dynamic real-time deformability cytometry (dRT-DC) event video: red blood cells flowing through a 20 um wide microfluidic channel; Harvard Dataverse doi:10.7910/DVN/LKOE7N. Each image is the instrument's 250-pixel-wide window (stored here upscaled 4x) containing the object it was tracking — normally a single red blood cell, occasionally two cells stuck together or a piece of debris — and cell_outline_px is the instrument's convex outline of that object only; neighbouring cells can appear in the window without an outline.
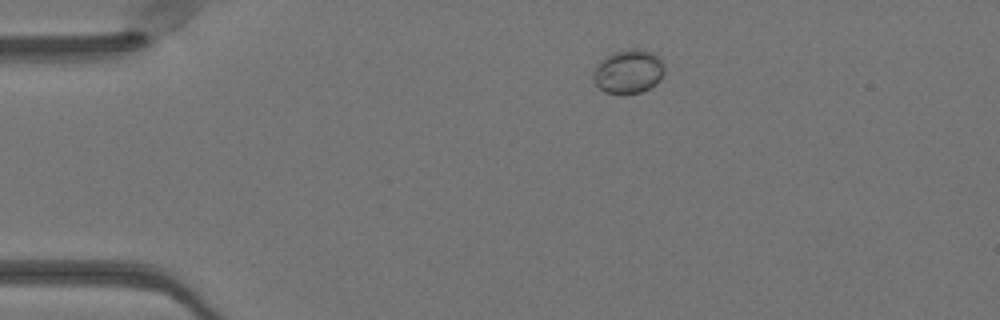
{"species": "Egyptian fruit bat (a non-hibernating species)", "species_latin": "Rousettus aegyptiacus", "temperature_condition": "warm", "stored_images_in_passage": 43, "camera_frame_rate_fps": 3000, "um_per_image_px": 0.085, "animal": {"sex": "female"}, "frame": {"image": 1, "passage_image": 3, "time_ms": 0.667, "image_size_px": [1000, 320], "cell_outline_px": [[664, 72], [660, 80], [656, 84], [640, 92], [604, 92], [592, 80], [592, 72], [600, 60], [604, 56], [612, 52], [628, 48], [636, 48], [652, 52], [664, 64]], "centroid_in_image_um": [53.39, 6.04], "position_along_channel_um": 31.6, "area_um2": 18.15}}
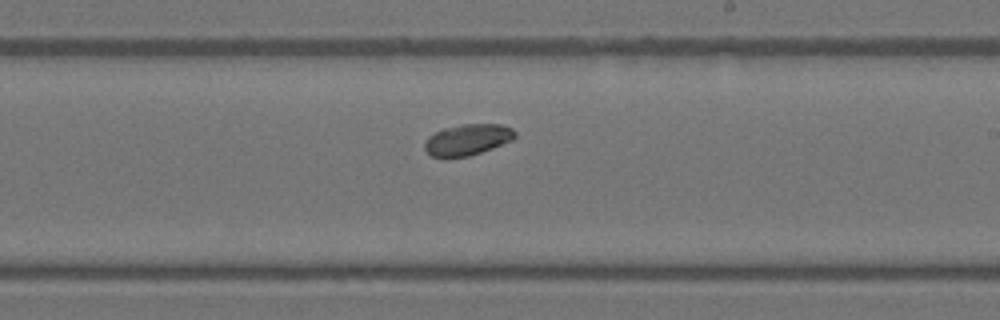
{"frame": {"image": 2, "passage_image": 23, "time_ms": 7.333, "image_size_px": [1000, 320], "cell_outline_px": [[516, 136], [512, 140], [492, 148], [468, 156], [432, 156], [424, 148], [424, 144], [428, 136], [444, 128], [460, 124], [504, 124], [512, 128], [516, 132]], "centroid_in_image_um": [39.77, 11.84], "position_along_channel_um": 249.2, "area_um2": 16.18}}
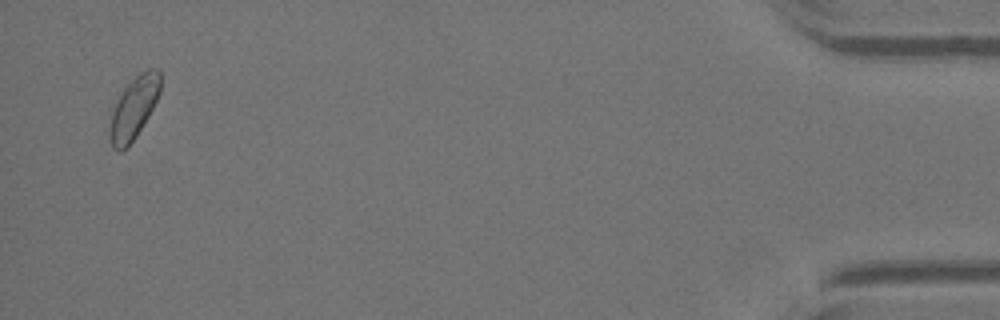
{"frame": {"image": 3, "passage_image": 42, "time_ms": 13.667, "image_size_px": [1000, 320], "cell_outline_px": [[160, 92], [148, 116], [136, 136], [128, 148], [120, 152], [112, 148], [108, 136], [108, 128], [112, 112], [124, 88], [140, 72], [148, 68], [160, 68]], "centroid_in_image_um": [11.36, 9.21], "position_along_channel_um": 423.8, "area_um2": 18.26}}